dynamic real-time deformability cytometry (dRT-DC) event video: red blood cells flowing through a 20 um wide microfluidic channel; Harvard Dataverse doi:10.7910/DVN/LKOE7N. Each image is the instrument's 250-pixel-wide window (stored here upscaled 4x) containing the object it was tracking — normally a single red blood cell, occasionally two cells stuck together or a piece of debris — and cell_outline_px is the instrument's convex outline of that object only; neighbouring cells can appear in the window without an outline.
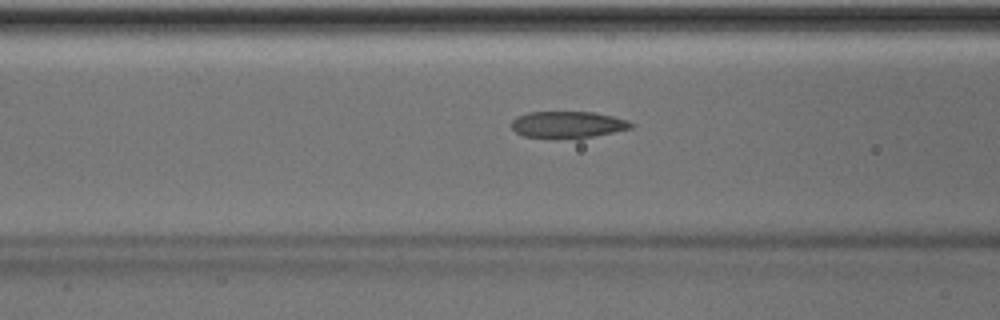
{"species": "Egyptian fruit bat (a non-hibernating species)", "species_latin": "Rousettus aegyptiacus", "temperature_condition": "room temperature", "stored_images_in_passage": 13, "camera_frame_rate_fps": 3000, "um_per_image_px": 0.085, "animal": {"sex": "male"}, "frame": {"image": 1, "passage_image": 11, "time_ms": 3.333, "image_size_px": [1000, 320], "cell_outline_px": [[636, 124], [632, 128], [592, 136], [556, 140], [524, 136], [516, 132], [512, 128], [512, 120], [516, 116], [528, 112], [592, 112], [612, 116], [628, 120]], "centroid_in_image_um": [48.23, 10.6], "position_along_channel_um": 118.4, "area_um2": 18.84}}